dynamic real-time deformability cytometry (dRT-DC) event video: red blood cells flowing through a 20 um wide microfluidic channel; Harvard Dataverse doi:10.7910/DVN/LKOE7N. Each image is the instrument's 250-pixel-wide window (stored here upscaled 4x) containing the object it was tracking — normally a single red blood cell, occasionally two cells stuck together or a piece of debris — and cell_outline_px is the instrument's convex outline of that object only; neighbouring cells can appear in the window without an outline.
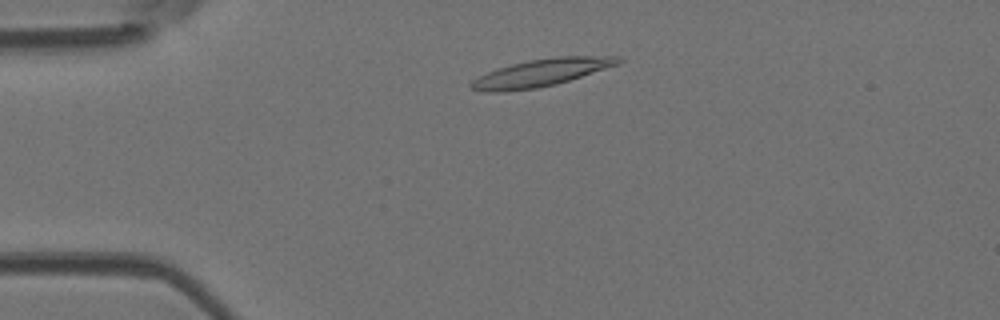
{"species": "Egyptian fruit bat (a non-hibernating species)", "species_latin": "Rousettus aegyptiacus", "temperature_condition": "room temperature", "stored_images_in_passage": 5, "camera_frame_rate_fps": 3000, "um_per_image_px": 0.085, "animal": {"sex": "female"}, "frame": {"image": 1, "passage_image": 5, "time_ms": 1.333, "image_size_px": [1000, 320], "cell_outline_px": [[624, 60], [620, 64], [556, 84], [536, 88], [500, 92], [484, 92], [472, 88], [468, 84], [472, 80], [488, 72], [512, 64], [528, 60], [556, 56], [620, 56]], "centroid_in_image_um": [46.04, 6.17], "position_along_channel_um": 39.0, "area_um2": 23.35}}